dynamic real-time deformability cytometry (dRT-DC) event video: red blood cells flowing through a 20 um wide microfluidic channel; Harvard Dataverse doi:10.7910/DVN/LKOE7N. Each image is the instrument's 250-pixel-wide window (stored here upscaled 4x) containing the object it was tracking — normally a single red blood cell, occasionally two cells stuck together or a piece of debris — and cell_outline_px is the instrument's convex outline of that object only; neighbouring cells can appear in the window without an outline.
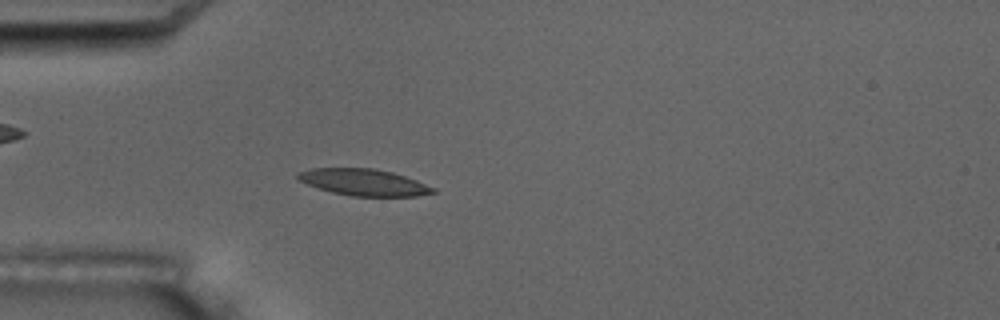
{"species": "common noctule bat (a hibernating species)", "species_latin": "Nyctalus noctula", "temperature_condition": "room temperature", "stored_images_in_passage": 4, "camera_frame_rate_fps": 3000, "um_per_image_px": 0.085, "animal": {"sex": "male", "body_mass_g": 17.5, "forearm_length_mm": 52.3}, "frame": {"image": 1, "passage_image": 4, "time_ms": 3.667, "image_size_px": [1000, 320], "cell_outline_px": [[436, 192], [416, 196], [352, 196], [332, 192], [308, 184], [300, 180], [296, 176], [300, 172], [312, 168], [372, 168], [392, 172], [416, 180], [436, 188]], "centroid_in_image_um": [30.96, 15.49], "position_along_channel_um": 54.0, "area_um2": 20.69}}